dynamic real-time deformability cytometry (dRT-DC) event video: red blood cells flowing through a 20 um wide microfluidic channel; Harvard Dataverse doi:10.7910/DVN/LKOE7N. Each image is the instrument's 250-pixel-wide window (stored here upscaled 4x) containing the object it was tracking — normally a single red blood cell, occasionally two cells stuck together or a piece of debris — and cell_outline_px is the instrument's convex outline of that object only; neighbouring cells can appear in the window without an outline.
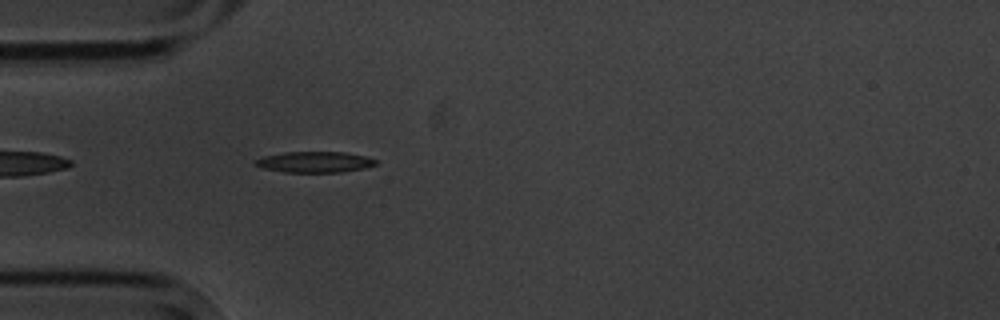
{"species": "common noctule bat (a hibernating species)", "species_latin": "Nyctalus noctula", "temperature_condition": "cold", "stored_images_in_passage": 4, "segment_of_instrument_passage": [2, 2], "camera_frame_rate_fps": 3000, "um_per_image_px": 0.085, "animal": {"sex": "male", "body_mass_g": 20.1, "forearm_length_mm": 53.5}, "frame": {"image": 1, "passage_image": 4, "time_ms": 4.333, "image_size_px": [1000, 320], "cell_outline_px": [[376, 164], [364, 168], [344, 172], [284, 172], [260, 168], [252, 164], [252, 160], [264, 156], [284, 152], [344, 152], [368, 156], [376, 160]], "centroid_in_image_um": [26.69, 13.77], "position_along_channel_um": 58.3, "area_um2": 14.91}}